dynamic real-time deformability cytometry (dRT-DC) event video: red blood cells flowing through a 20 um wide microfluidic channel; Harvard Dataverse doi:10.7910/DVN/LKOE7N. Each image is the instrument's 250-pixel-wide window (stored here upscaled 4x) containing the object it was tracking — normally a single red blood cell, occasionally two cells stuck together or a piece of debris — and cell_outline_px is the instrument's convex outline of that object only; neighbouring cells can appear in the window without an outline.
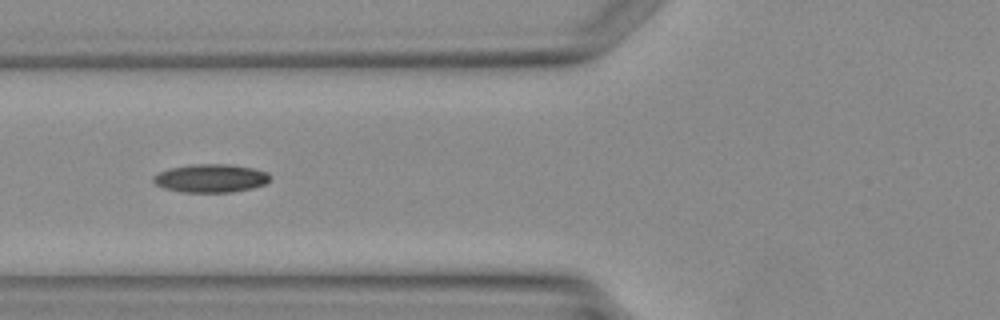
{"species": "Egyptian fruit bat (a non-hibernating species)", "species_latin": "Rousettus aegyptiacus", "temperature_condition": "warm", "stored_images_in_passage": 4, "camera_frame_rate_fps": 3000, "um_per_image_px": 0.085, "animal": {"sex": "female"}, "frame": {"image": 1, "passage_image": 4, "time_ms": 4.333, "image_size_px": [1000, 320], "cell_outline_px": [[268, 180], [264, 184], [252, 188], [232, 192], [184, 192], [164, 188], [156, 184], [152, 180], [152, 176], [168, 168], [192, 164], [228, 164], [252, 168], [268, 172]], "centroid_in_image_um": [17.87, 15.14], "position_along_channel_um": 107.9, "area_um2": 19.13}}